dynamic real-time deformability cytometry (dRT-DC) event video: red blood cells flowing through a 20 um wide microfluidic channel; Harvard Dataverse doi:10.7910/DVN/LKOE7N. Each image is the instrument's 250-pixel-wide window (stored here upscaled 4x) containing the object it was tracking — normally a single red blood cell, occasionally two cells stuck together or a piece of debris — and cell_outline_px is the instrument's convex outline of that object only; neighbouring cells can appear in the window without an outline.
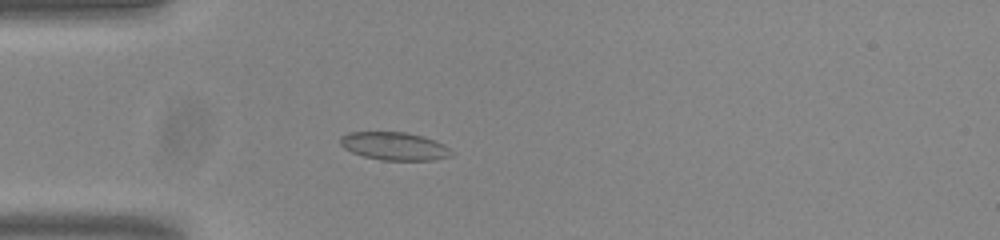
{"species": "common noctule bat (a hibernating species)", "species_latin": "Nyctalus noctula", "temperature_condition": "room temperature", "stored_images_in_passage": 44, "camera_frame_rate_fps": 3000, "um_per_image_px": 0.085, "animal": {"sex": "male", "body_mass_g": 20.0, "forearm_length_mm": 53.3}, "frame": {"image": 1, "passage_image": 6, "time_ms": 1.667, "image_size_px": [1000, 240], "cell_outline_px": [[452, 156], [436, 160], [380, 160], [364, 156], [352, 152], [344, 148], [340, 144], [340, 136], [348, 132], [404, 132], [420, 136], [444, 144], [452, 152]], "centroid_in_image_um": [33.5, 12.43], "position_along_channel_um": 51.5, "area_um2": 18.03}}
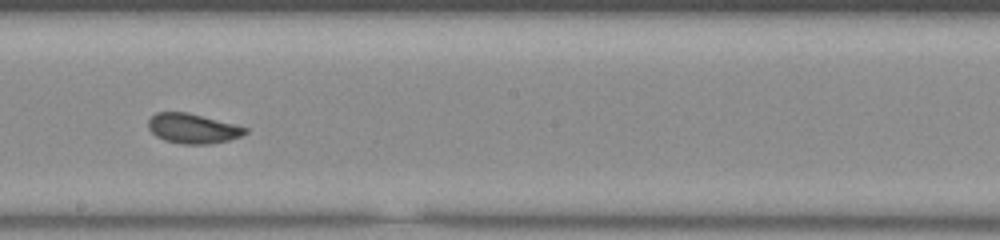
{"frame": {"image": 2, "passage_image": 21, "time_ms": 6.667, "image_size_px": [1000, 240], "cell_outline_px": [[248, 132], [240, 136], [228, 140], [208, 144], [180, 144], [164, 140], [156, 136], [148, 128], [148, 120], [156, 112], [188, 112], [248, 128]], "centroid_in_image_um": [16.36, 10.92], "position_along_channel_um": 231.8, "area_um2": 16.76}}
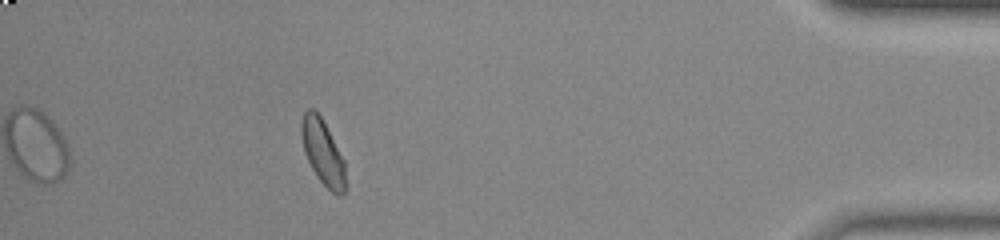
{"frame": {"image": 3, "passage_image": 39, "time_ms": 12.667, "image_size_px": [1000, 240], "cell_outline_px": [[348, 184], [344, 192], [340, 196], [336, 196], [316, 176], [304, 152], [300, 132], [300, 124], [304, 112], [308, 108], [312, 108], [320, 116], [344, 160]], "centroid_in_image_um": [27.45, 12.99], "position_along_channel_um": 407.7, "area_um2": 16.82}, "authors_computed_cell_mechanics": {"area_um2": 17.051, "velocity_mm_per_s": 3.8159, "shape_relaxation_time_tau1_ms": 7.1637, "shape_relaxation_time_tau2_ms": 1.3864, "deformation_change_tau1": 0.1201, "deformation_change_tau2": 0.0421}}